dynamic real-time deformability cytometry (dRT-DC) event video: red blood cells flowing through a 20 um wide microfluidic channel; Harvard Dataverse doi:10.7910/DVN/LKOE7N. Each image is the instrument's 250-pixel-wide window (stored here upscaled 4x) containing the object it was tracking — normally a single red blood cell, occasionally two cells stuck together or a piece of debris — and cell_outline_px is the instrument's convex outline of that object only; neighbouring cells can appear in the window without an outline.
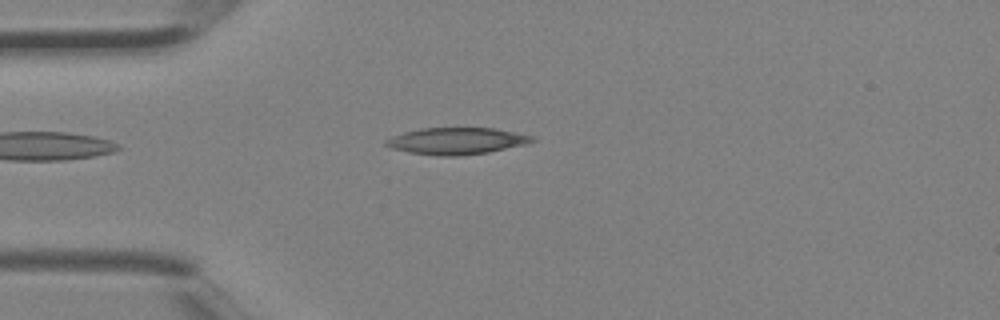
{"species": "Egyptian fruit bat (a non-hibernating species)", "species_latin": "Rousettus aegyptiacus", "temperature_condition": "room temperature", "stored_images_in_passage": 1, "camera_frame_rate_fps": 3000, "um_per_image_px": 0.085, "animal": {"sex": "female"}, "frame": {"image": 1, "passage_image": 1, "time_ms": 0.0, "image_size_px": [1000, 320], "cell_outline_px": [[536, 140], [528, 144], [488, 152], [456, 156], [440, 156], [408, 152], [392, 148], [384, 144], [384, 140], [392, 136], [404, 132], [420, 128], [496, 128], [532, 136]], "centroid_in_image_um": [38.8, 11.98], "position_along_channel_um": 46.2, "area_um2": 22.77}}